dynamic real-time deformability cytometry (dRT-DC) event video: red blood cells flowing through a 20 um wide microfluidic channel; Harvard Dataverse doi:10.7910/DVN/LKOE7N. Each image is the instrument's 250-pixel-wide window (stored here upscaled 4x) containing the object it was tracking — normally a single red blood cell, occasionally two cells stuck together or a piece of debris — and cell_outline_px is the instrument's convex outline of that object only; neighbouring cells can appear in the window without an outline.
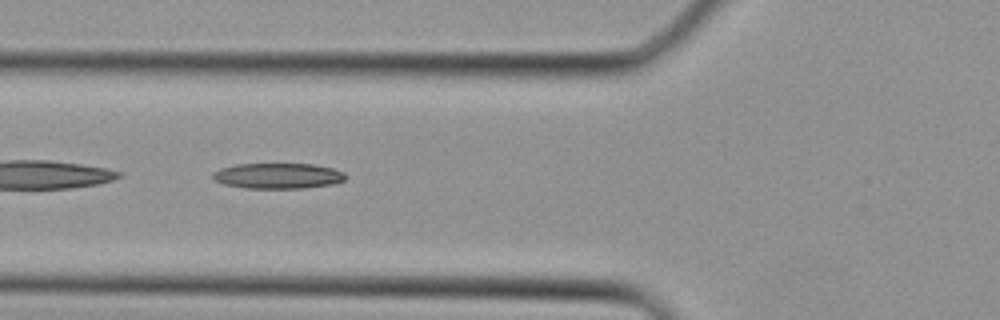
{"species": "Egyptian fruit bat (a non-hibernating species)", "species_latin": "Rousettus aegyptiacus", "temperature_condition": "cold", "stored_images_in_passage": 27, "camera_frame_rate_fps": 3000, "um_per_image_px": 0.085, "animal": {"sex": "female"}, "frame": {"image": 1, "passage_image": 6, "time_ms": 1.667, "image_size_px": [1000, 320], "cell_outline_px": [[348, 176], [344, 180], [336, 184], [304, 188], [244, 188], [224, 184], [212, 180], [212, 172], [220, 168], [236, 164], [312, 164], [332, 168], [344, 172]], "centroid_in_image_um": [23.62, 14.95], "position_along_channel_um": 102.2, "area_um2": 20.0}}
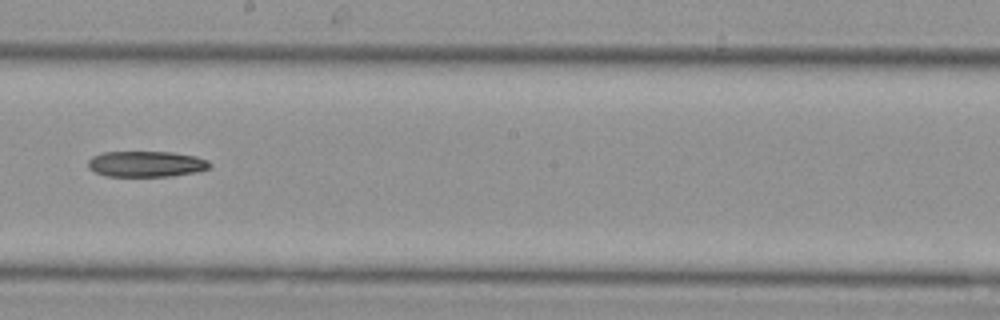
{"frame": {"image": 2, "passage_image": 13, "time_ms": 4.0, "image_size_px": [1000, 320], "cell_outline_px": [[212, 164], [208, 168], [196, 172], [172, 176], [104, 176], [88, 168], [88, 160], [92, 156], [100, 152], [172, 152], [196, 156], [208, 160]], "centroid_in_image_um": [12.41, 13.93], "position_along_channel_um": 235.8, "area_um2": 18.44}}
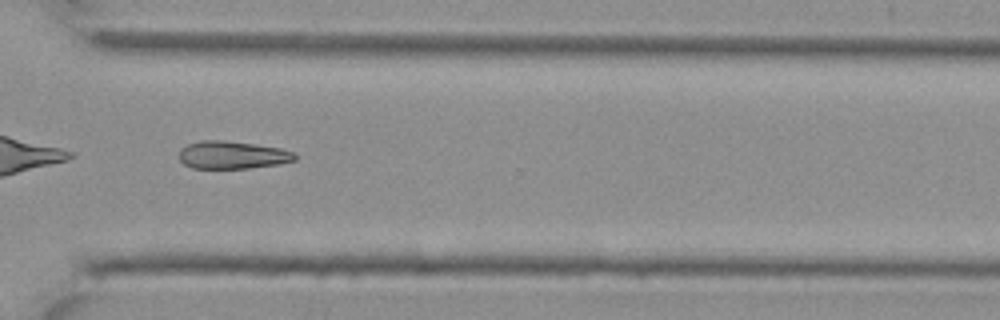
{"frame": {"image": 3, "passage_image": 19, "time_ms": 6.0, "image_size_px": [1000, 320], "cell_outline_px": [[296, 160], [276, 164], [248, 168], [192, 168], [184, 164], [180, 160], [180, 148], [188, 144], [200, 140], [224, 140], [280, 148], [296, 152]], "centroid_in_image_um": [19.74, 13.17], "position_along_channel_um": 350.9, "area_um2": 18.61}}